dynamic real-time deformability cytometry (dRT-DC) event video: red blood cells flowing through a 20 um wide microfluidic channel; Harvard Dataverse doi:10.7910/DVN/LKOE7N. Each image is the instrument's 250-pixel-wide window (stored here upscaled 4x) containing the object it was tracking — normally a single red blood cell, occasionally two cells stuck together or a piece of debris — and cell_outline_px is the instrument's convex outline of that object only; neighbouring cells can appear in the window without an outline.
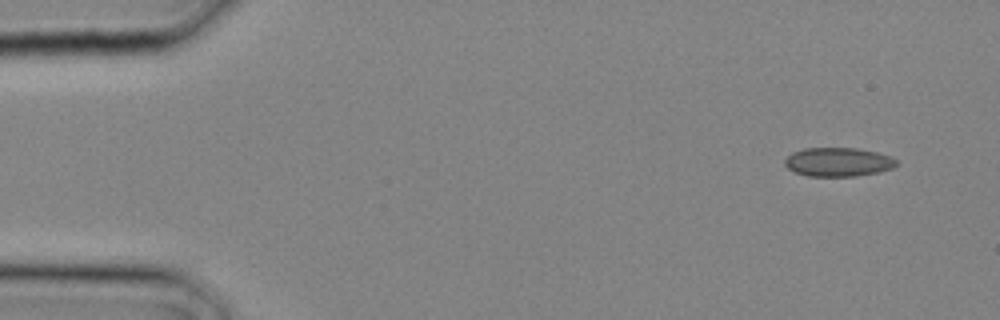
{"species": "common noctule bat (a hibernating species)", "species_latin": "Nyctalus noctula", "temperature_condition": "cold", "stored_images_in_passage": 4, "segment_of_instrument_passage": [2, 2], "camera_frame_rate_fps": 3000, "um_per_image_px": 0.085, "animal": {"sex": "male", "body_mass_g": 20.4}, "frame": {"image": 1, "passage_image": 4, "time_ms": 1.0, "image_size_px": [1000, 320], "cell_outline_px": [[896, 164], [892, 168], [876, 172], [856, 176], [808, 176], [796, 172], [788, 168], [784, 164], [784, 160], [792, 152], [804, 148], [856, 148], [876, 152], [892, 156], [896, 160]], "centroid_in_image_um": [71.22, 13.76], "position_along_channel_um": 13.8, "area_um2": 18.67}}